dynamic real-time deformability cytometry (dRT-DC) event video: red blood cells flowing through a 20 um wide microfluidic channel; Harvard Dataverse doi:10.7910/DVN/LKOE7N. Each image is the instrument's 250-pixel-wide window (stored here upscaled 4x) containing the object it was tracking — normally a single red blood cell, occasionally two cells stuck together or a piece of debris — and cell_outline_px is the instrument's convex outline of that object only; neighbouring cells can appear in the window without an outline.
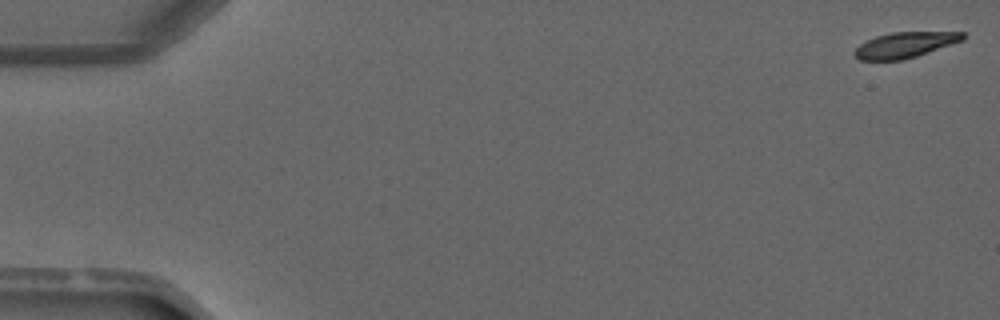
{"species": "common noctule bat (a hibernating species)", "species_latin": "Nyctalus noctula", "temperature_condition": "warm", "stored_images_in_passage": 4, "camera_frame_rate_fps": 3000, "um_per_image_px": 0.085, "animal": {"sex": "male", "forearm_length_mm": 52.5}, "frame": {"image": 1, "passage_image": 1, "time_ms": 0.0, "image_size_px": [1000, 320], "cell_outline_px": [[964, 40], [904, 60], [860, 60], [852, 52], [860, 44], [876, 36], [892, 32], [964, 32]], "centroid_in_image_um": [76.91, 3.82], "position_along_channel_um": 8.1, "area_um2": 16.01}}